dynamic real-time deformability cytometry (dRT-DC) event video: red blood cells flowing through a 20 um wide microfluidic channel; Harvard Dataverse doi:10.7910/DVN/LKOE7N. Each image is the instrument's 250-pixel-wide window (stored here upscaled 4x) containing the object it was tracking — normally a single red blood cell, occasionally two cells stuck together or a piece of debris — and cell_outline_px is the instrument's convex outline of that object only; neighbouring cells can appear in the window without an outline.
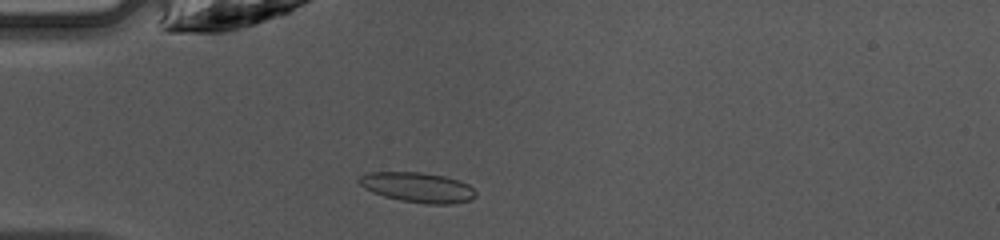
{"species": "common noctule bat (a hibernating species)", "species_latin": "Nyctalus noctula", "temperature_condition": "warm", "stored_images_in_passage": 47, "camera_frame_rate_fps": 3000, "um_per_image_px": 0.085, "animal": {"sex": "female", "body_mass_g": 10.0, "forearm_length_mm": 53.1}, "frame": {"image": 1, "passage_image": 13, "time_ms": 4.0, "image_size_px": [1000, 240], "cell_outline_px": [[476, 196], [472, 200], [456, 204], [428, 204], [400, 200], [384, 196], [372, 192], [364, 188], [356, 180], [360, 176], [368, 172], [420, 172], [444, 176], [460, 180], [468, 184], [476, 192]], "centroid_in_image_um": [35.52, 15.93], "position_along_channel_um": 49.5, "area_um2": 20.58}}
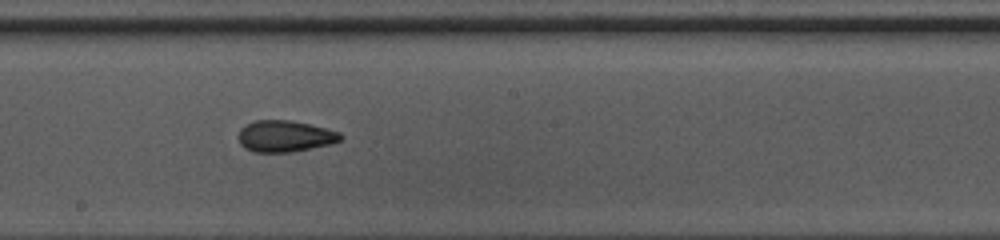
{"frame": {"image": 2, "passage_image": 26, "time_ms": 8.333, "image_size_px": [1000, 240], "cell_outline_px": [[344, 136], [340, 140], [332, 144], [292, 152], [252, 152], [244, 148], [240, 144], [236, 136], [240, 128], [244, 124], [256, 120], [288, 120], [308, 124], [340, 132]], "centroid_in_image_um": [24.17, 11.58], "position_along_channel_um": 224.0, "area_um2": 18.96}}
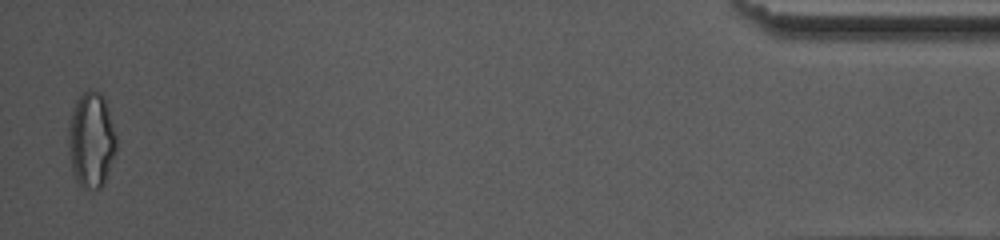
{"frame": {"image": 3, "passage_image": 46, "time_ms": 15.0, "image_size_px": [1000, 240], "cell_outline_px": [[116, 148], [104, 184], [100, 188], [84, 188], [76, 180], [72, 172], [68, 152], [68, 128], [72, 112], [76, 100], [88, 88], [92, 88], [100, 92], [104, 96], [116, 132]], "centroid_in_image_um": [7.75, 11.87], "position_along_channel_um": 427.4, "area_um2": 26.88}, "authors_computed_cell_mechanics": {"area_um2": 19.1318, "velocity_mm_per_s": 4.2861, "shape_relaxation_time_tau1_ms": 7.2031, "shape_relaxation_time_tau2_ms": 1.7734, "deformation_change_tau1": 0.2125, "deformation_change_tau2": 0.0936}}